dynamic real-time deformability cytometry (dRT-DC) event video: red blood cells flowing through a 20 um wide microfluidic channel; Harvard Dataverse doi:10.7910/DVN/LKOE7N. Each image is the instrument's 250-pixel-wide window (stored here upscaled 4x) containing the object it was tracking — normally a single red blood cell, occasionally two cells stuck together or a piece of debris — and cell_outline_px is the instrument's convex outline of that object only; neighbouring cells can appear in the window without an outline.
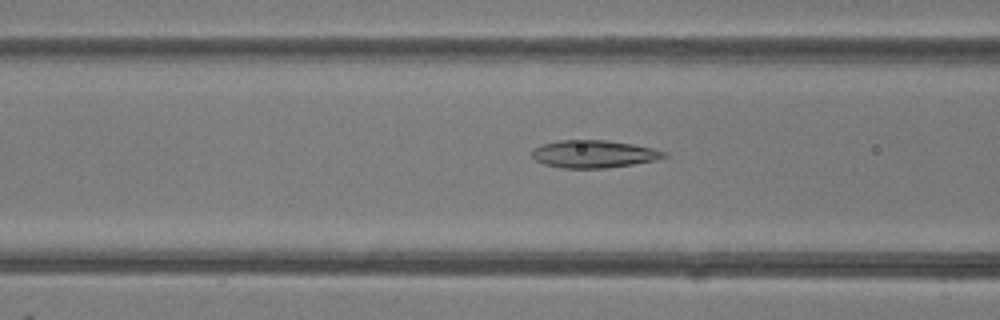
{"species": "common noctule bat (a hibernating species)", "species_latin": "Nyctalus noctula", "temperature_condition": "room temperature", "stored_images_in_passage": 41, "camera_frame_rate_fps": 3000, "um_per_image_px": 0.085, "animal": {"sex": "female"}, "frame": {"image": 1, "passage_image": 12, "time_ms": 3.667, "image_size_px": [1000, 320], "cell_outline_px": [[668, 156], [656, 160], [608, 168], [560, 168], [544, 164], [536, 160], [532, 156], [532, 148], [540, 144], [560, 140], [604, 140], [632, 144], [652, 148], [668, 152]], "centroid_in_image_um": [50.46, 13.09], "position_along_channel_um": 116.1, "area_um2": 21.33}}
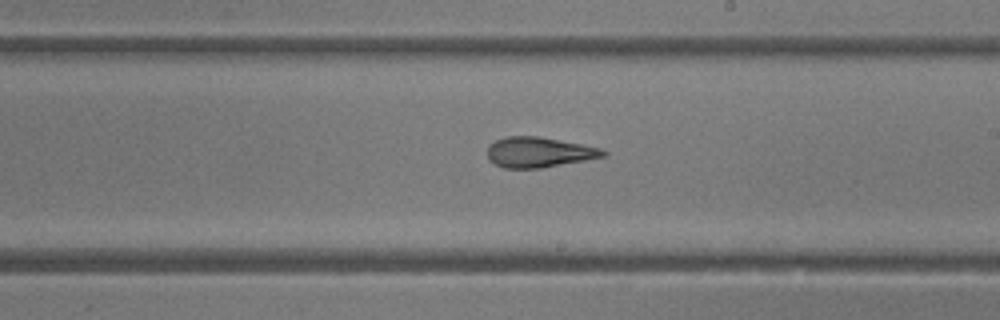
{"frame": {"image": 2, "passage_image": 21, "time_ms": 6.667, "image_size_px": [1000, 320], "cell_outline_px": [[608, 156], [540, 168], [504, 168], [488, 160], [488, 144], [504, 136], [540, 136], [600, 148], [608, 152]], "centroid_in_image_um": [45.8, 12.93], "position_along_channel_um": 243.2, "area_um2": 20.46}}
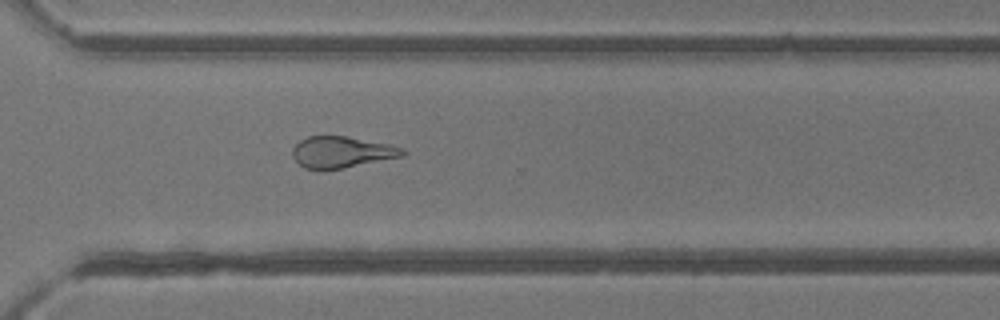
{"frame": {"image": 3, "passage_image": 28, "time_ms": 9.0, "image_size_px": [1000, 320], "cell_outline_px": [[408, 152], [404, 156], [344, 168], [304, 168], [292, 156], [292, 148], [300, 140], [308, 136], [344, 136], [388, 144], [404, 148]], "centroid_in_image_um": [29.07, 12.92], "position_along_channel_um": 341.5, "area_um2": 19.88}, "authors_computed_cell_mechanics": {"area_um2": 21.964, "velocity_mm_per_s": 4.2277, "shape_relaxation_time_tau1_ms": 5.3391, "shape_relaxation_time_tau2_ms": 2.3012, "deformation_change_tau1": 0.1422, "deformation_change_tau2": 0.1171}}